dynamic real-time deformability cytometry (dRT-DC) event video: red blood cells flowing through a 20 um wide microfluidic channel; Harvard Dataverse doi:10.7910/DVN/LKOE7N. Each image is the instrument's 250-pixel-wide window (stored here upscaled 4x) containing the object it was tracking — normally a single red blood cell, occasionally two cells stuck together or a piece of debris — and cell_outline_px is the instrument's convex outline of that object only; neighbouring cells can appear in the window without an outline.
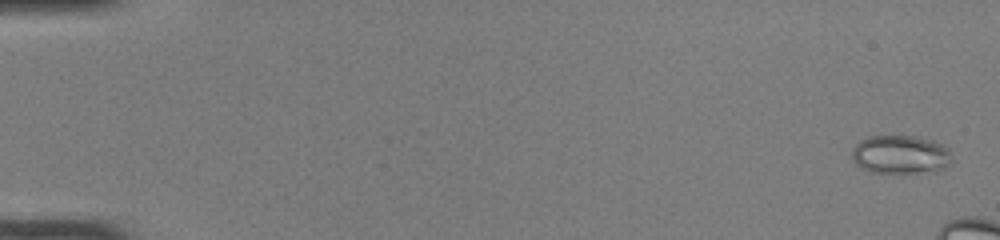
{"species": "common noctule bat (a hibernating species)", "species_latin": "Nyctalus noctula", "temperature_condition": "room temperature", "stored_images_in_passage": 11, "camera_frame_rate_fps": 3000, "um_per_image_px": 0.085, "animal": {"sex": "female", "body_mass_g": 22.0, "forearm_length_mm": 56.7}, "frame": {"image": 1, "passage_image": 2, "time_ms": 0.333, "image_size_px": [1000, 240], "cell_outline_px": [[952, 160], [948, 164], [932, 172], [900, 176], [872, 172], [860, 168], [852, 160], [852, 148], [860, 140], [868, 136], [916, 136], [932, 140], [948, 148], [952, 156]], "centroid_in_image_um": [76.51, 13.18], "position_along_channel_um": 8.5, "area_um2": 23.29}}